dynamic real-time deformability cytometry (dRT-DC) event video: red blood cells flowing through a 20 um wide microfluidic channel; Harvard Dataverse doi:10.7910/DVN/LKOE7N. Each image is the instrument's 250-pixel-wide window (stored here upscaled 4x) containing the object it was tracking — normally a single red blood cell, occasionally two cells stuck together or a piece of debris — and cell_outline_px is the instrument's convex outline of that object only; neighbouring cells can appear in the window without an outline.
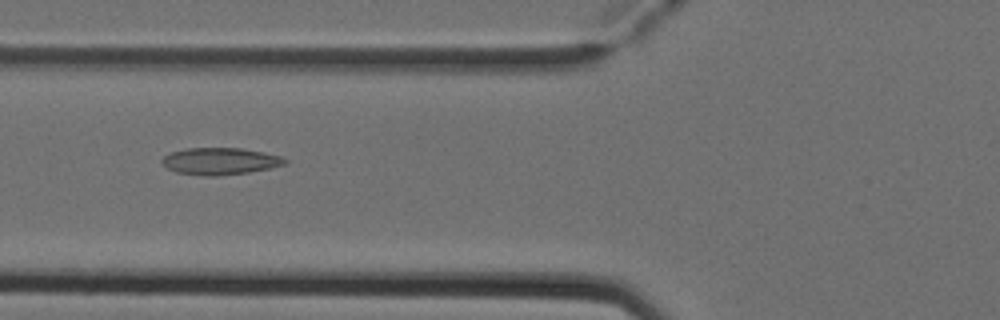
{"species": "Egyptian fruit bat (a non-hibernating species)", "species_latin": "Rousettus aegyptiacus", "temperature_condition": "cold", "stored_images_in_passage": 4, "camera_frame_rate_fps": 3000, "um_per_image_px": 0.085, "animal": {"sex": "female"}, "frame": {"image": 1, "passage_image": 2, "time_ms": 0.333, "image_size_px": [1000, 320], "cell_outline_px": [[288, 164], [272, 168], [248, 172], [220, 176], [204, 176], [176, 172], [168, 168], [160, 160], [164, 156], [172, 152], [188, 148], [240, 148], [264, 152], [280, 156], [288, 160]], "centroid_in_image_um": [18.75, 13.71], "position_along_channel_um": 107.0, "area_um2": 19.36}}
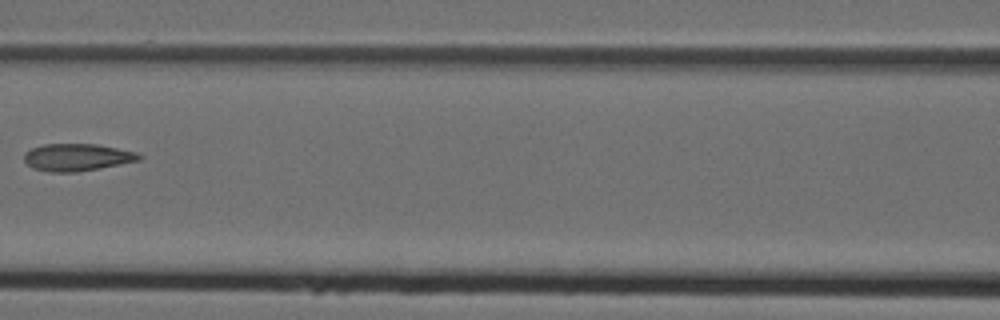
{"frame": {"image": 2, "passage_image": 3, "time_ms": 0.667, "image_size_px": [1000, 320], "cell_outline_px": [[144, 156], [140, 160], [100, 168], [76, 172], [48, 172], [32, 168], [24, 160], [24, 152], [32, 148], [44, 144], [96, 144], [136, 152]], "centroid_in_image_um": [6.54, 13.37], "position_along_channel_um": 160.1, "area_um2": 18.26}}
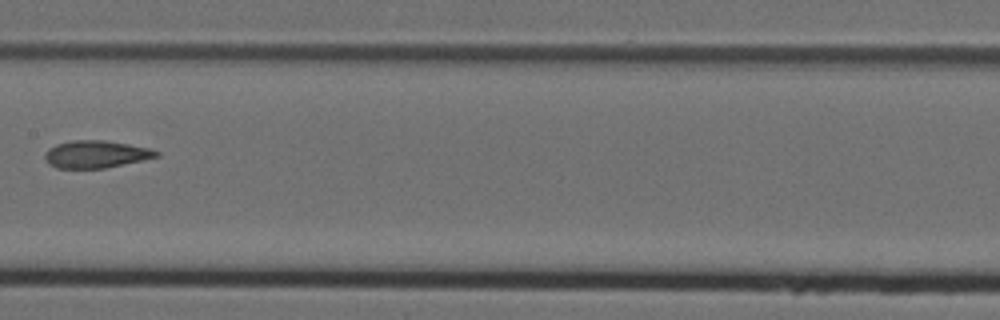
{"frame": {"image": 3, "passage_image": 4, "time_ms": 1.0, "image_size_px": [1000, 320], "cell_outline_px": [[160, 156], [144, 160], [104, 168], [56, 168], [48, 164], [44, 160], [44, 152], [48, 148], [56, 144], [72, 140], [104, 140], [152, 148], [160, 152]], "centroid_in_image_um": [8.15, 13.11], "position_along_channel_um": 199.3, "area_um2": 18.03}}